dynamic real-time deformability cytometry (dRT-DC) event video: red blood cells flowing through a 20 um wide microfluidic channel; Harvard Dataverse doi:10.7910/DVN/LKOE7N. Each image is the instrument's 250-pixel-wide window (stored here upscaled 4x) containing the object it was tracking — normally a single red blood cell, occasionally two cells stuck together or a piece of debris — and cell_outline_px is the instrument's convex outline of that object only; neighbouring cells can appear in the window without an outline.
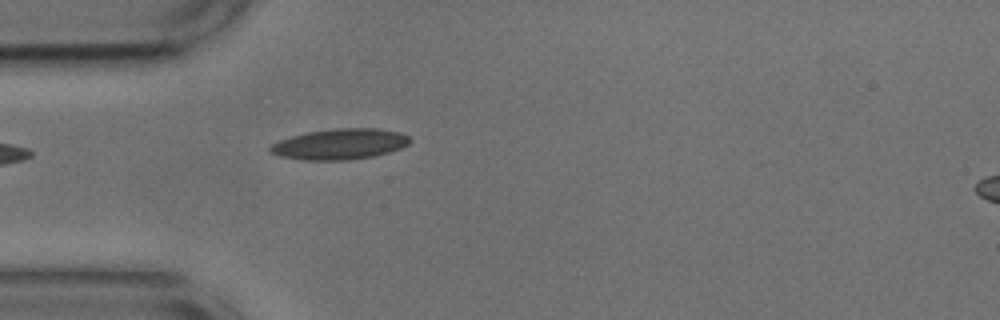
{"species": "common noctule bat (a hibernating species)", "species_latin": "Nyctalus noctula", "temperature_condition": "cold", "stored_images_in_passage": 24, "camera_frame_rate_fps": 3000, "um_per_image_px": 0.085, "animal": {"sex": "male", "body_mass_g": 17.9, "forearm_length_mm": 54.2}, "frame": {"image": 1, "passage_image": 1, "time_ms": 0.0, "image_size_px": [1000, 320], "cell_outline_px": [[412, 140], [408, 144], [400, 148], [376, 156], [348, 160], [304, 160], [280, 156], [268, 152], [268, 148], [272, 144], [280, 140], [292, 136], [308, 132], [336, 128], [376, 128], [400, 132], [408, 136]], "centroid_in_image_um": [28.89, 12.25], "position_along_channel_um": 56.1, "area_um2": 25.03}}
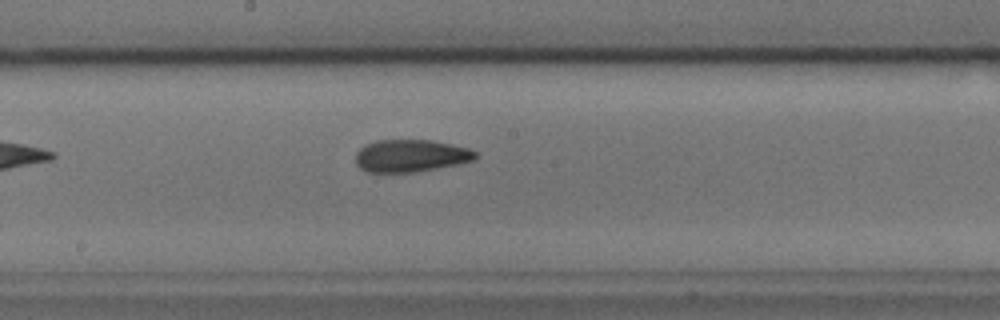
{"frame": {"image": 2, "passage_image": 14, "time_ms": 4.333, "image_size_px": [1000, 320], "cell_outline_px": [[480, 156], [472, 160], [456, 164], [436, 168], [412, 172], [368, 172], [360, 168], [356, 164], [356, 152], [364, 144], [376, 140], [432, 140], [452, 144], [468, 148], [476, 152]], "centroid_in_image_um": [34.89, 13.23], "position_along_channel_um": 213.3, "area_um2": 22.6}}
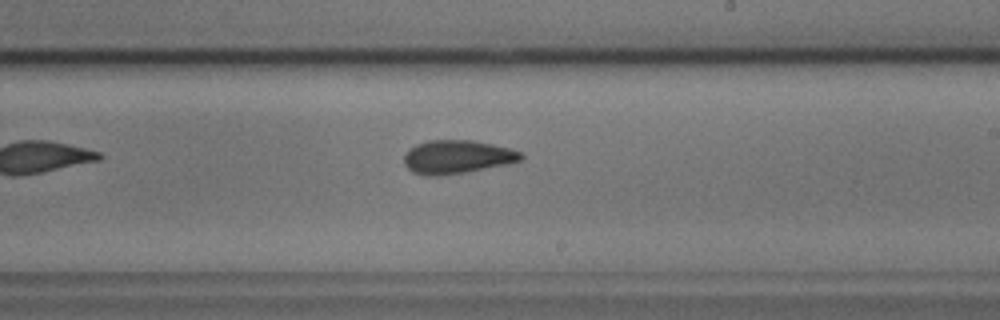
{"frame": {"image": 3, "passage_image": 17, "time_ms": 5.333, "image_size_px": [1000, 320], "cell_outline_px": [[524, 156], [520, 160], [508, 164], [464, 172], [436, 176], [428, 176], [412, 172], [404, 164], [404, 156], [408, 148], [416, 144], [428, 140], [472, 140], [492, 144], [524, 152]], "centroid_in_image_um": [38.84, 13.33], "position_along_channel_um": 250.2, "area_um2": 22.83}}